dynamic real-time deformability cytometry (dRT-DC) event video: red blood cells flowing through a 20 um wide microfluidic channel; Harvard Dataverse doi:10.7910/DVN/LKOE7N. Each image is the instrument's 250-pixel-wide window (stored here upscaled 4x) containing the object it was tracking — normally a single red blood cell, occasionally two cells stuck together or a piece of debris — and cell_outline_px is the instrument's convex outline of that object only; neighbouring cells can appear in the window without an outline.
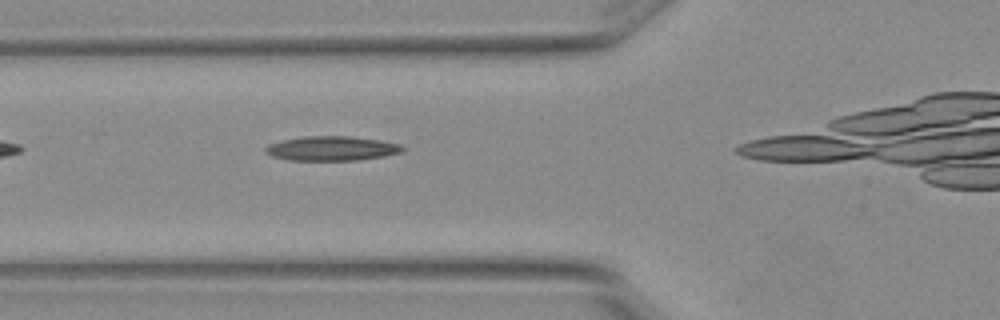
{"species": "Egyptian fruit bat (a non-hibernating species)", "species_latin": "Rousettus aegyptiacus", "temperature_condition": "warm", "stored_images_in_passage": 5, "camera_frame_rate_fps": 3000, "um_per_image_px": 0.085, "animal": {"sex": "female"}, "frame": {"image": 1, "passage_image": 4, "time_ms": 1.0, "image_size_px": [1000, 320], "cell_outline_px": [[404, 152], [384, 156], [356, 160], [288, 160], [272, 156], [264, 152], [264, 148], [268, 144], [284, 140], [304, 136], [352, 136], [380, 140], [400, 144], [404, 148]], "centroid_in_image_um": [28.2, 12.61], "position_along_channel_um": 97.6, "area_um2": 19.59}}